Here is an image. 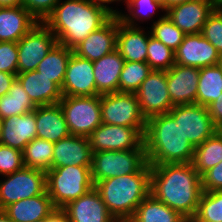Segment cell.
Masks as SVG:
<instances>
[{
	"instance_id": "obj_1",
	"label": "cell",
	"mask_w": 222,
	"mask_h": 222,
	"mask_svg": "<svg viewBox=\"0 0 222 222\" xmlns=\"http://www.w3.org/2000/svg\"><path fill=\"white\" fill-rule=\"evenodd\" d=\"M202 192L192 163L151 165L150 193L186 219L196 215Z\"/></svg>"
},
{
	"instance_id": "obj_2",
	"label": "cell",
	"mask_w": 222,
	"mask_h": 222,
	"mask_svg": "<svg viewBox=\"0 0 222 222\" xmlns=\"http://www.w3.org/2000/svg\"><path fill=\"white\" fill-rule=\"evenodd\" d=\"M60 2L43 23L56 36L57 43L72 50L117 12L96 0Z\"/></svg>"
},
{
	"instance_id": "obj_3",
	"label": "cell",
	"mask_w": 222,
	"mask_h": 222,
	"mask_svg": "<svg viewBox=\"0 0 222 222\" xmlns=\"http://www.w3.org/2000/svg\"><path fill=\"white\" fill-rule=\"evenodd\" d=\"M144 146L150 165L192 163L194 158L195 148L168 113L147 120Z\"/></svg>"
},
{
	"instance_id": "obj_4",
	"label": "cell",
	"mask_w": 222,
	"mask_h": 222,
	"mask_svg": "<svg viewBox=\"0 0 222 222\" xmlns=\"http://www.w3.org/2000/svg\"><path fill=\"white\" fill-rule=\"evenodd\" d=\"M150 186L151 165L147 163L137 173L101 180L94 188L116 219H130L138 205L150 194Z\"/></svg>"
},
{
	"instance_id": "obj_5",
	"label": "cell",
	"mask_w": 222,
	"mask_h": 222,
	"mask_svg": "<svg viewBox=\"0 0 222 222\" xmlns=\"http://www.w3.org/2000/svg\"><path fill=\"white\" fill-rule=\"evenodd\" d=\"M94 188L91 166H62L46 172V191L55 208L85 195Z\"/></svg>"
},
{
	"instance_id": "obj_6",
	"label": "cell",
	"mask_w": 222,
	"mask_h": 222,
	"mask_svg": "<svg viewBox=\"0 0 222 222\" xmlns=\"http://www.w3.org/2000/svg\"><path fill=\"white\" fill-rule=\"evenodd\" d=\"M147 163L144 143L138 149L93 152L92 181L95 185L107 178L137 173Z\"/></svg>"
},
{
	"instance_id": "obj_7",
	"label": "cell",
	"mask_w": 222,
	"mask_h": 222,
	"mask_svg": "<svg viewBox=\"0 0 222 222\" xmlns=\"http://www.w3.org/2000/svg\"><path fill=\"white\" fill-rule=\"evenodd\" d=\"M59 103L71 135L88 137L102 124L101 95L67 96Z\"/></svg>"
},
{
	"instance_id": "obj_8",
	"label": "cell",
	"mask_w": 222,
	"mask_h": 222,
	"mask_svg": "<svg viewBox=\"0 0 222 222\" xmlns=\"http://www.w3.org/2000/svg\"><path fill=\"white\" fill-rule=\"evenodd\" d=\"M102 123L132 128H146L135 93L114 92L101 95Z\"/></svg>"
},
{
	"instance_id": "obj_9",
	"label": "cell",
	"mask_w": 222,
	"mask_h": 222,
	"mask_svg": "<svg viewBox=\"0 0 222 222\" xmlns=\"http://www.w3.org/2000/svg\"><path fill=\"white\" fill-rule=\"evenodd\" d=\"M0 180V210L19 200L31 198L46 191V172L24 167Z\"/></svg>"
},
{
	"instance_id": "obj_10",
	"label": "cell",
	"mask_w": 222,
	"mask_h": 222,
	"mask_svg": "<svg viewBox=\"0 0 222 222\" xmlns=\"http://www.w3.org/2000/svg\"><path fill=\"white\" fill-rule=\"evenodd\" d=\"M168 114L179 124L183 135L194 148L218 131L205 106L196 103L177 105Z\"/></svg>"
},
{
	"instance_id": "obj_11",
	"label": "cell",
	"mask_w": 222,
	"mask_h": 222,
	"mask_svg": "<svg viewBox=\"0 0 222 222\" xmlns=\"http://www.w3.org/2000/svg\"><path fill=\"white\" fill-rule=\"evenodd\" d=\"M57 43L56 36L39 22L18 42V74L37 69L38 64Z\"/></svg>"
},
{
	"instance_id": "obj_12",
	"label": "cell",
	"mask_w": 222,
	"mask_h": 222,
	"mask_svg": "<svg viewBox=\"0 0 222 222\" xmlns=\"http://www.w3.org/2000/svg\"><path fill=\"white\" fill-rule=\"evenodd\" d=\"M145 128L102 123L89 136L93 152L138 149L144 143Z\"/></svg>"
},
{
	"instance_id": "obj_13",
	"label": "cell",
	"mask_w": 222,
	"mask_h": 222,
	"mask_svg": "<svg viewBox=\"0 0 222 222\" xmlns=\"http://www.w3.org/2000/svg\"><path fill=\"white\" fill-rule=\"evenodd\" d=\"M135 94L146 120L153 116L167 114L174 107L169 96L164 70H153Z\"/></svg>"
},
{
	"instance_id": "obj_14",
	"label": "cell",
	"mask_w": 222,
	"mask_h": 222,
	"mask_svg": "<svg viewBox=\"0 0 222 222\" xmlns=\"http://www.w3.org/2000/svg\"><path fill=\"white\" fill-rule=\"evenodd\" d=\"M221 55L202 33L187 34L175 51V64L203 68L220 64Z\"/></svg>"
},
{
	"instance_id": "obj_15",
	"label": "cell",
	"mask_w": 222,
	"mask_h": 222,
	"mask_svg": "<svg viewBox=\"0 0 222 222\" xmlns=\"http://www.w3.org/2000/svg\"><path fill=\"white\" fill-rule=\"evenodd\" d=\"M61 93L63 97L97 95L93 62L72 52Z\"/></svg>"
},
{
	"instance_id": "obj_16",
	"label": "cell",
	"mask_w": 222,
	"mask_h": 222,
	"mask_svg": "<svg viewBox=\"0 0 222 222\" xmlns=\"http://www.w3.org/2000/svg\"><path fill=\"white\" fill-rule=\"evenodd\" d=\"M216 7L212 0H192L169 8L165 14L185 35L196 34L202 32Z\"/></svg>"
},
{
	"instance_id": "obj_17",
	"label": "cell",
	"mask_w": 222,
	"mask_h": 222,
	"mask_svg": "<svg viewBox=\"0 0 222 222\" xmlns=\"http://www.w3.org/2000/svg\"><path fill=\"white\" fill-rule=\"evenodd\" d=\"M200 69L174 64L166 71L168 92L173 106L196 103Z\"/></svg>"
},
{
	"instance_id": "obj_18",
	"label": "cell",
	"mask_w": 222,
	"mask_h": 222,
	"mask_svg": "<svg viewBox=\"0 0 222 222\" xmlns=\"http://www.w3.org/2000/svg\"><path fill=\"white\" fill-rule=\"evenodd\" d=\"M118 16L116 13L98 30L93 31L73 52L90 61H96L116 49Z\"/></svg>"
},
{
	"instance_id": "obj_19",
	"label": "cell",
	"mask_w": 222,
	"mask_h": 222,
	"mask_svg": "<svg viewBox=\"0 0 222 222\" xmlns=\"http://www.w3.org/2000/svg\"><path fill=\"white\" fill-rule=\"evenodd\" d=\"M69 222H115L99 192L93 188L85 195L69 202L62 208Z\"/></svg>"
},
{
	"instance_id": "obj_20",
	"label": "cell",
	"mask_w": 222,
	"mask_h": 222,
	"mask_svg": "<svg viewBox=\"0 0 222 222\" xmlns=\"http://www.w3.org/2000/svg\"><path fill=\"white\" fill-rule=\"evenodd\" d=\"M93 151L88 137L69 135L54 143L52 168L91 166Z\"/></svg>"
},
{
	"instance_id": "obj_21",
	"label": "cell",
	"mask_w": 222,
	"mask_h": 222,
	"mask_svg": "<svg viewBox=\"0 0 222 222\" xmlns=\"http://www.w3.org/2000/svg\"><path fill=\"white\" fill-rule=\"evenodd\" d=\"M36 137L35 109L23 115L2 119L0 144L23 152L25 146Z\"/></svg>"
},
{
	"instance_id": "obj_22",
	"label": "cell",
	"mask_w": 222,
	"mask_h": 222,
	"mask_svg": "<svg viewBox=\"0 0 222 222\" xmlns=\"http://www.w3.org/2000/svg\"><path fill=\"white\" fill-rule=\"evenodd\" d=\"M126 25L118 17L116 50L124 61L146 62L148 52V34L142 28Z\"/></svg>"
},
{
	"instance_id": "obj_23",
	"label": "cell",
	"mask_w": 222,
	"mask_h": 222,
	"mask_svg": "<svg viewBox=\"0 0 222 222\" xmlns=\"http://www.w3.org/2000/svg\"><path fill=\"white\" fill-rule=\"evenodd\" d=\"M35 118L37 138L56 143L70 135L60 103L37 106Z\"/></svg>"
},
{
	"instance_id": "obj_24",
	"label": "cell",
	"mask_w": 222,
	"mask_h": 222,
	"mask_svg": "<svg viewBox=\"0 0 222 222\" xmlns=\"http://www.w3.org/2000/svg\"><path fill=\"white\" fill-rule=\"evenodd\" d=\"M39 21L23 6L0 8V42H18Z\"/></svg>"
},
{
	"instance_id": "obj_25",
	"label": "cell",
	"mask_w": 222,
	"mask_h": 222,
	"mask_svg": "<svg viewBox=\"0 0 222 222\" xmlns=\"http://www.w3.org/2000/svg\"><path fill=\"white\" fill-rule=\"evenodd\" d=\"M17 79L36 107L59 103L63 97L61 89L36 70L19 73Z\"/></svg>"
},
{
	"instance_id": "obj_26",
	"label": "cell",
	"mask_w": 222,
	"mask_h": 222,
	"mask_svg": "<svg viewBox=\"0 0 222 222\" xmlns=\"http://www.w3.org/2000/svg\"><path fill=\"white\" fill-rule=\"evenodd\" d=\"M55 209L45 191L43 194L10 204L3 211L13 222H36L48 218Z\"/></svg>"
},
{
	"instance_id": "obj_27",
	"label": "cell",
	"mask_w": 222,
	"mask_h": 222,
	"mask_svg": "<svg viewBox=\"0 0 222 222\" xmlns=\"http://www.w3.org/2000/svg\"><path fill=\"white\" fill-rule=\"evenodd\" d=\"M124 63L123 57L116 49L93 61L97 95L119 92V78Z\"/></svg>"
},
{
	"instance_id": "obj_28",
	"label": "cell",
	"mask_w": 222,
	"mask_h": 222,
	"mask_svg": "<svg viewBox=\"0 0 222 222\" xmlns=\"http://www.w3.org/2000/svg\"><path fill=\"white\" fill-rule=\"evenodd\" d=\"M130 219L133 222H186L185 217L157 200L151 193L138 205Z\"/></svg>"
},
{
	"instance_id": "obj_29",
	"label": "cell",
	"mask_w": 222,
	"mask_h": 222,
	"mask_svg": "<svg viewBox=\"0 0 222 222\" xmlns=\"http://www.w3.org/2000/svg\"><path fill=\"white\" fill-rule=\"evenodd\" d=\"M72 52L73 50L65 45L56 43L38 64L36 71L49 78L61 89Z\"/></svg>"
},
{
	"instance_id": "obj_30",
	"label": "cell",
	"mask_w": 222,
	"mask_h": 222,
	"mask_svg": "<svg viewBox=\"0 0 222 222\" xmlns=\"http://www.w3.org/2000/svg\"><path fill=\"white\" fill-rule=\"evenodd\" d=\"M222 94V67L220 64L200 68L196 104L209 106Z\"/></svg>"
},
{
	"instance_id": "obj_31",
	"label": "cell",
	"mask_w": 222,
	"mask_h": 222,
	"mask_svg": "<svg viewBox=\"0 0 222 222\" xmlns=\"http://www.w3.org/2000/svg\"><path fill=\"white\" fill-rule=\"evenodd\" d=\"M222 161V134L218 131L202 144L195 147L192 164L202 176Z\"/></svg>"
},
{
	"instance_id": "obj_32",
	"label": "cell",
	"mask_w": 222,
	"mask_h": 222,
	"mask_svg": "<svg viewBox=\"0 0 222 222\" xmlns=\"http://www.w3.org/2000/svg\"><path fill=\"white\" fill-rule=\"evenodd\" d=\"M36 109L22 84L16 78L7 94L0 97V117L23 115Z\"/></svg>"
},
{
	"instance_id": "obj_33",
	"label": "cell",
	"mask_w": 222,
	"mask_h": 222,
	"mask_svg": "<svg viewBox=\"0 0 222 222\" xmlns=\"http://www.w3.org/2000/svg\"><path fill=\"white\" fill-rule=\"evenodd\" d=\"M53 149L54 143L36 137L22 152L25 167L47 172L52 168Z\"/></svg>"
},
{
	"instance_id": "obj_34",
	"label": "cell",
	"mask_w": 222,
	"mask_h": 222,
	"mask_svg": "<svg viewBox=\"0 0 222 222\" xmlns=\"http://www.w3.org/2000/svg\"><path fill=\"white\" fill-rule=\"evenodd\" d=\"M152 71L146 62L125 61L119 78V92L135 93Z\"/></svg>"
},
{
	"instance_id": "obj_35",
	"label": "cell",
	"mask_w": 222,
	"mask_h": 222,
	"mask_svg": "<svg viewBox=\"0 0 222 222\" xmlns=\"http://www.w3.org/2000/svg\"><path fill=\"white\" fill-rule=\"evenodd\" d=\"M125 4H127L129 14H122V12L117 11L116 15L121 22L134 27L138 25L134 22L136 19L152 18L157 9L164 11L161 0H126Z\"/></svg>"
},
{
	"instance_id": "obj_36",
	"label": "cell",
	"mask_w": 222,
	"mask_h": 222,
	"mask_svg": "<svg viewBox=\"0 0 222 222\" xmlns=\"http://www.w3.org/2000/svg\"><path fill=\"white\" fill-rule=\"evenodd\" d=\"M150 34L172 51H176L183 42L185 34L167 17L166 14L153 22Z\"/></svg>"
},
{
	"instance_id": "obj_37",
	"label": "cell",
	"mask_w": 222,
	"mask_h": 222,
	"mask_svg": "<svg viewBox=\"0 0 222 222\" xmlns=\"http://www.w3.org/2000/svg\"><path fill=\"white\" fill-rule=\"evenodd\" d=\"M146 63L153 70L167 71L175 64V52L149 35Z\"/></svg>"
},
{
	"instance_id": "obj_38",
	"label": "cell",
	"mask_w": 222,
	"mask_h": 222,
	"mask_svg": "<svg viewBox=\"0 0 222 222\" xmlns=\"http://www.w3.org/2000/svg\"><path fill=\"white\" fill-rule=\"evenodd\" d=\"M195 217L201 221L222 222V191H203Z\"/></svg>"
},
{
	"instance_id": "obj_39",
	"label": "cell",
	"mask_w": 222,
	"mask_h": 222,
	"mask_svg": "<svg viewBox=\"0 0 222 222\" xmlns=\"http://www.w3.org/2000/svg\"><path fill=\"white\" fill-rule=\"evenodd\" d=\"M201 33L222 57V7H216L208 16Z\"/></svg>"
},
{
	"instance_id": "obj_40",
	"label": "cell",
	"mask_w": 222,
	"mask_h": 222,
	"mask_svg": "<svg viewBox=\"0 0 222 222\" xmlns=\"http://www.w3.org/2000/svg\"><path fill=\"white\" fill-rule=\"evenodd\" d=\"M23 153L0 144V174L8 175L24 168Z\"/></svg>"
},
{
	"instance_id": "obj_41",
	"label": "cell",
	"mask_w": 222,
	"mask_h": 222,
	"mask_svg": "<svg viewBox=\"0 0 222 222\" xmlns=\"http://www.w3.org/2000/svg\"><path fill=\"white\" fill-rule=\"evenodd\" d=\"M0 72L18 74V48L16 42H0Z\"/></svg>"
},
{
	"instance_id": "obj_42",
	"label": "cell",
	"mask_w": 222,
	"mask_h": 222,
	"mask_svg": "<svg viewBox=\"0 0 222 222\" xmlns=\"http://www.w3.org/2000/svg\"><path fill=\"white\" fill-rule=\"evenodd\" d=\"M60 1L61 0H23L22 6L39 22H44Z\"/></svg>"
},
{
	"instance_id": "obj_43",
	"label": "cell",
	"mask_w": 222,
	"mask_h": 222,
	"mask_svg": "<svg viewBox=\"0 0 222 222\" xmlns=\"http://www.w3.org/2000/svg\"><path fill=\"white\" fill-rule=\"evenodd\" d=\"M204 192L222 191V161L201 176Z\"/></svg>"
},
{
	"instance_id": "obj_44",
	"label": "cell",
	"mask_w": 222,
	"mask_h": 222,
	"mask_svg": "<svg viewBox=\"0 0 222 222\" xmlns=\"http://www.w3.org/2000/svg\"><path fill=\"white\" fill-rule=\"evenodd\" d=\"M207 108L214 124L218 128L222 124V94Z\"/></svg>"
},
{
	"instance_id": "obj_45",
	"label": "cell",
	"mask_w": 222,
	"mask_h": 222,
	"mask_svg": "<svg viewBox=\"0 0 222 222\" xmlns=\"http://www.w3.org/2000/svg\"><path fill=\"white\" fill-rule=\"evenodd\" d=\"M17 75L6 72H0V97L4 96L11 89L12 83Z\"/></svg>"
},
{
	"instance_id": "obj_46",
	"label": "cell",
	"mask_w": 222,
	"mask_h": 222,
	"mask_svg": "<svg viewBox=\"0 0 222 222\" xmlns=\"http://www.w3.org/2000/svg\"><path fill=\"white\" fill-rule=\"evenodd\" d=\"M36 222H69V220L63 209L56 208L48 218Z\"/></svg>"
},
{
	"instance_id": "obj_47",
	"label": "cell",
	"mask_w": 222,
	"mask_h": 222,
	"mask_svg": "<svg viewBox=\"0 0 222 222\" xmlns=\"http://www.w3.org/2000/svg\"><path fill=\"white\" fill-rule=\"evenodd\" d=\"M188 1H192V0H161V3L164 8V11H166L175 5L183 4Z\"/></svg>"
},
{
	"instance_id": "obj_48",
	"label": "cell",
	"mask_w": 222,
	"mask_h": 222,
	"mask_svg": "<svg viewBox=\"0 0 222 222\" xmlns=\"http://www.w3.org/2000/svg\"><path fill=\"white\" fill-rule=\"evenodd\" d=\"M22 3L23 0H0V8L22 6Z\"/></svg>"
},
{
	"instance_id": "obj_49",
	"label": "cell",
	"mask_w": 222,
	"mask_h": 222,
	"mask_svg": "<svg viewBox=\"0 0 222 222\" xmlns=\"http://www.w3.org/2000/svg\"><path fill=\"white\" fill-rule=\"evenodd\" d=\"M0 222H13V221L7 216V214L3 210H0Z\"/></svg>"
},
{
	"instance_id": "obj_50",
	"label": "cell",
	"mask_w": 222,
	"mask_h": 222,
	"mask_svg": "<svg viewBox=\"0 0 222 222\" xmlns=\"http://www.w3.org/2000/svg\"><path fill=\"white\" fill-rule=\"evenodd\" d=\"M96 1H98V2H101L102 4H104V5H106V3L108 4H111L112 2H116L117 1V3H118V1L120 2V1H122V0H96ZM123 2H126V0H124Z\"/></svg>"
},
{
	"instance_id": "obj_51",
	"label": "cell",
	"mask_w": 222,
	"mask_h": 222,
	"mask_svg": "<svg viewBox=\"0 0 222 222\" xmlns=\"http://www.w3.org/2000/svg\"><path fill=\"white\" fill-rule=\"evenodd\" d=\"M186 222H209V221H201L198 220L195 216H193L191 218L186 219Z\"/></svg>"
},
{
	"instance_id": "obj_52",
	"label": "cell",
	"mask_w": 222,
	"mask_h": 222,
	"mask_svg": "<svg viewBox=\"0 0 222 222\" xmlns=\"http://www.w3.org/2000/svg\"><path fill=\"white\" fill-rule=\"evenodd\" d=\"M115 222H133L131 219H116Z\"/></svg>"
},
{
	"instance_id": "obj_53",
	"label": "cell",
	"mask_w": 222,
	"mask_h": 222,
	"mask_svg": "<svg viewBox=\"0 0 222 222\" xmlns=\"http://www.w3.org/2000/svg\"><path fill=\"white\" fill-rule=\"evenodd\" d=\"M1 130H2V118L0 117V137H1Z\"/></svg>"
},
{
	"instance_id": "obj_54",
	"label": "cell",
	"mask_w": 222,
	"mask_h": 222,
	"mask_svg": "<svg viewBox=\"0 0 222 222\" xmlns=\"http://www.w3.org/2000/svg\"><path fill=\"white\" fill-rule=\"evenodd\" d=\"M218 132L222 134V124L218 127Z\"/></svg>"
},
{
	"instance_id": "obj_55",
	"label": "cell",
	"mask_w": 222,
	"mask_h": 222,
	"mask_svg": "<svg viewBox=\"0 0 222 222\" xmlns=\"http://www.w3.org/2000/svg\"><path fill=\"white\" fill-rule=\"evenodd\" d=\"M218 7H222V0H218Z\"/></svg>"
},
{
	"instance_id": "obj_56",
	"label": "cell",
	"mask_w": 222,
	"mask_h": 222,
	"mask_svg": "<svg viewBox=\"0 0 222 222\" xmlns=\"http://www.w3.org/2000/svg\"><path fill=\"white\" fill-rule=\"evenodd\" d=\"M214 3H216L217 7H218V0H212Z\"/></svg>"
}]
</instances>
